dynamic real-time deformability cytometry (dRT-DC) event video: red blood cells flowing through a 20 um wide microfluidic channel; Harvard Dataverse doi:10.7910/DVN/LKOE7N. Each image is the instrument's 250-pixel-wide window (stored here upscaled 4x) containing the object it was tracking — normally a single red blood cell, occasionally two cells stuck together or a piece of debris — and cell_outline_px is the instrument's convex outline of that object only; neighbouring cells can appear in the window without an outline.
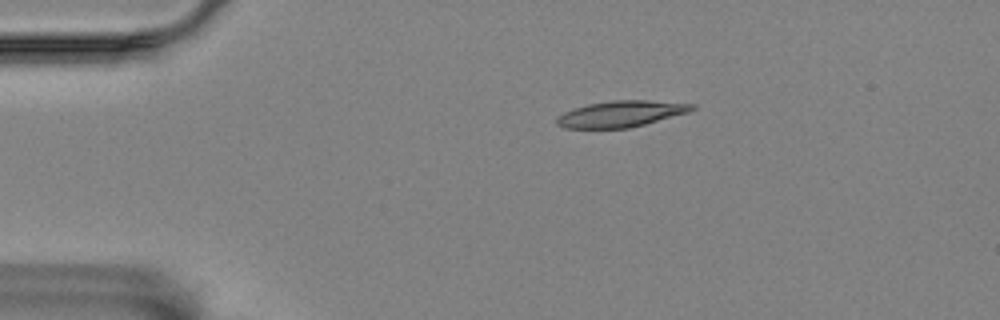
{"species": "Egyptian fruit bat (a non-hibernating species)", "species_latin": "Rousettus aegyptiacus", "temperature_condition": "room temperature", "stored_images_in_passage": 10, "camera_frame_rate_fps": 3000, "um_per_image_px": 0.085, "animal": {"sex": "female"}, "frame": {"image": 1, "passage_image": 2, "time_ms": 2.0, "image_size_px": [1000, 320], "cell_outline_px": [[696, 108], [688, 112], [644, 124], [628, 128], [564, 128], [556, 124], [556, 116], [564, 112], [588, 104], [612, 100], [648, 100], [696, 104]], "centroid_in_image_um": [52.77, 9.67], "position_along_channel_um": 32.2, "area_um2": 20.52}}
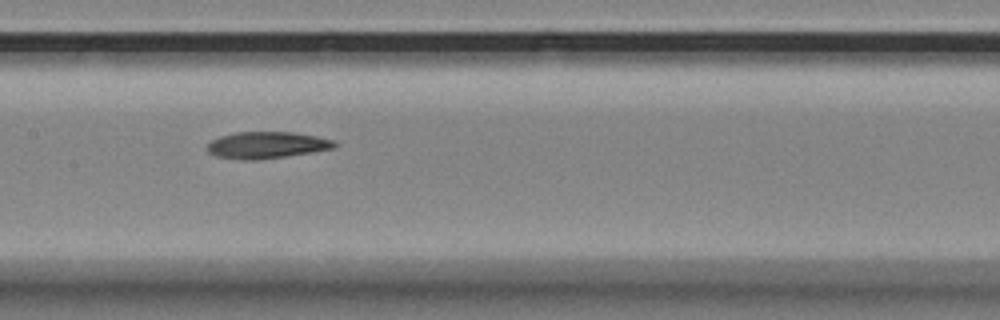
{"frame": {"image": 2, "passage_image": 7, "time_ms": 7.667, "image_size_px": [1000, 320], "cell_outline_px": [[340, 144], [332, 148], [312, 152], [256, 160], [244, 160], [216, 156], [208, 152], [208, 144], [212, 140], [220, 136], [236, 132], [292, 132], [316, 136], [332, 140]], "centroid_in_image_um": [22.67, 12.33], "position_along_channel_um": 184.7, "area_um2": 19.59}}
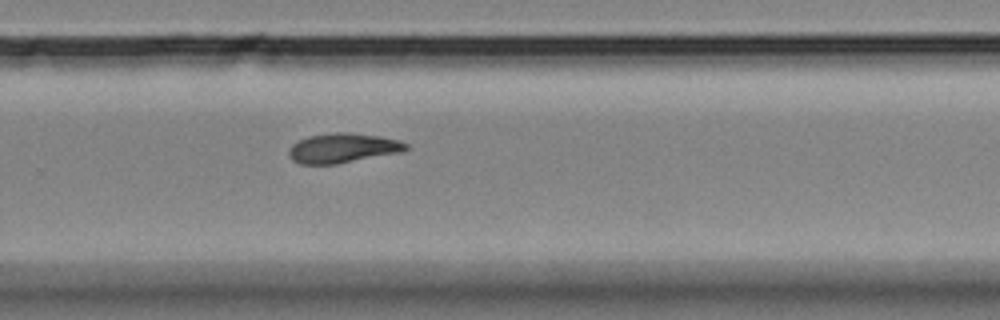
{"frame": {"image": 3, "passage_image": 10, "time_ms": 11.0, "image_size_px": [1000, 320], "cell_outline_px": [[408, 148], [400, 152], [336, 164], [300, 164], [292, 160], [288, 156], [288, 148], [292, 144], [308, 136], [332, 132], [348, 132], [380, 136], [396, 140], [408, 144]], "centroid_in_image_um": [29.08, 12.58], "position_along_channel_um": 300.7, "area_um2": 20.17}}